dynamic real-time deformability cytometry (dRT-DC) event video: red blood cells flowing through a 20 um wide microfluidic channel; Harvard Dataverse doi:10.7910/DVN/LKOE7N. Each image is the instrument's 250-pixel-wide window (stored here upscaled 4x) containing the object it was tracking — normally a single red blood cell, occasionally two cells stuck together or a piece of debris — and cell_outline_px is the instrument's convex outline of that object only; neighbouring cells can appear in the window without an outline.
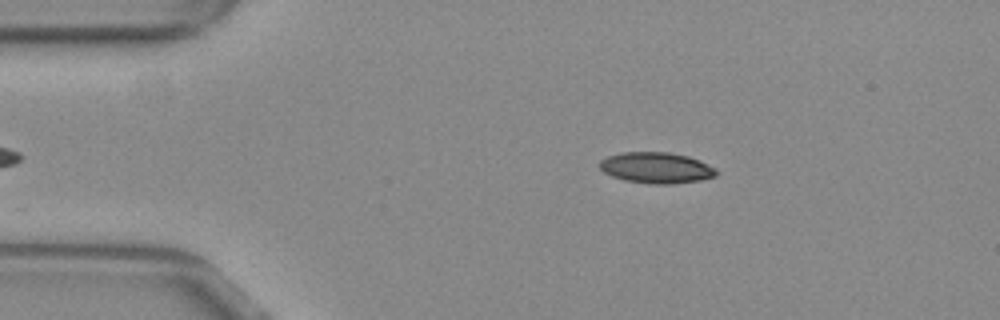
{"species": "common noctule bat (a hibernating species)", "species_latin": "Nyctalus noctula", "temperature_condition": "warm", "stored_images_in_passage": 35, "camera_frame_rate_fps": 3000, "um_per_image_px": 0.085, "animal": {"sex": "female", "body_mass_g": 29.2, "forearm_length_mm": 56.3}, "frame": {"image": 1, "passage_image": 3, "time_ms": 0.667, "image_size_px": [1000, 320], "cell_outline_px": [[720, 172], [716, 176], [700, 180], [672, 184], [652, 184], [624, 180], [612, 176], [604, 172], [600, 168], [600, 160], [608, 156], [624, 152], [668, 152], [688, 156], [700, 160], [716, 168]], "centroid_in_image_um": [55.83, 14.26], "position_along_channel_um": 29.2, "area_um2": 21.15}}
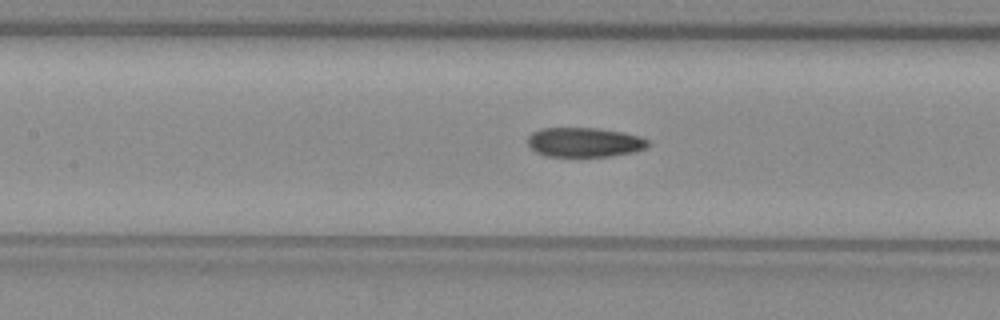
{"frame": {"image": 2, "passage_image": 17, "time_ms": 5.333, "image_size_px": [1000, 320], "cell_outline_px": [[648, 144], [644, 148], [632, 152], [612, 156], [544, 156], [536, 152], [528, 144], [528, 136], [532, 132], [540, 128], [596, 128], [620, 132], [640, 136], [648, 140]], "centroid_in_image_um": [49.63, 12.09], "position_along_channel_um": 157.8, "area_um2": 20.52}}
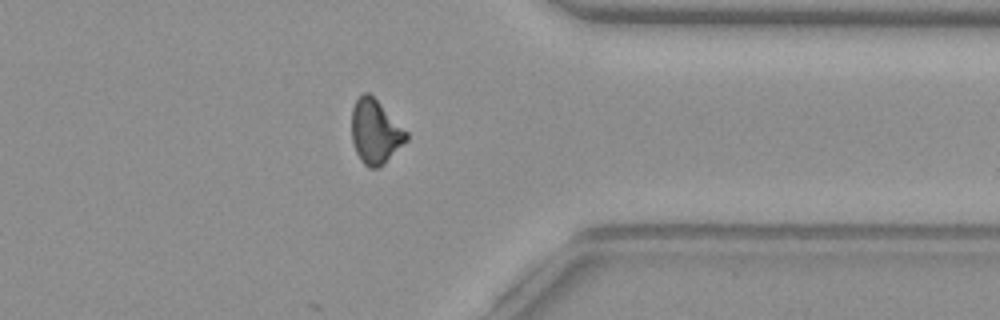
{"frame": {"image": 3, "passage_image": 35, "time_ms": 11.333, "image_size_px": [1000, 320], "cell_outline_px": [[408, 140], [384, 164], [376, 168], [368, 168], [360, 160], [356, 152], [352, 140], [352, 108], [356, 100], [364, 92], [368, 92], [408, 132]], "centroid_in_image_um": [31.9, 11.23], "position_along_channel_um": 379.5, "area_um2": 20.29}, "authors_computed_cell_mechanics": {"area_um2": 21.1548, "velocity_mm_per_s": 3.867, "shape_relaxation_time_tau1_ms": null, "shape_relaxation_time_tau2_ms": 7.5569, "deformation_change_tau1": null, "deformation_change_tau2": 0.1356}}